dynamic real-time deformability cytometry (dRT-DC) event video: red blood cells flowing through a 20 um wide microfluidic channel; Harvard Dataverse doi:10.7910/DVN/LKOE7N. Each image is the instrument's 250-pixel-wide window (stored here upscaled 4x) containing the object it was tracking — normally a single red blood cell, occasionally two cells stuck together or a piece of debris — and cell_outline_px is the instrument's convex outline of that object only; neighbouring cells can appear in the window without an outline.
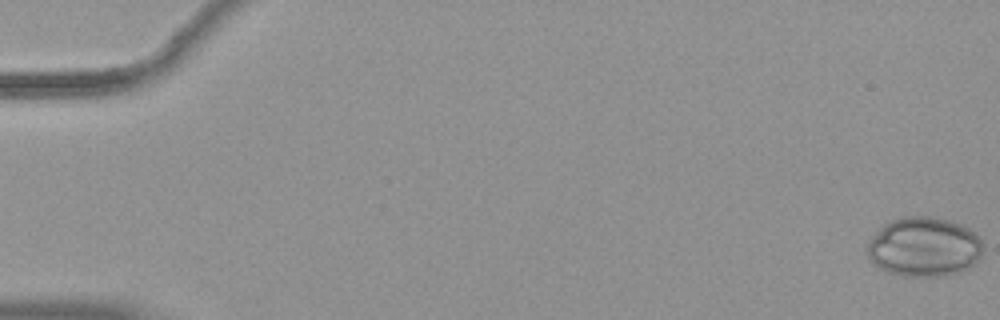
{"species": "common noctule bat (a hibernating species)", "species_latin": "Nyctalus noctula", "temperature_condition": "warm", "stored_images_in_passage": 55, "camera_frame_rate_fps": 3000, "um_per_image_px": 0.085, "animal": {"sex": "female", "body_mass_g": 19.9}, "frame": {"image": 1, "passage_image": 1, "time_ms": 0.0, "image_size_px": [1000, 320], "cell_outline_px": [[980, 256], [968, 268], [960, 272], [948, 276], [900, 276], [888, 272], [880, 268], [868, 256], [868, 244], [872, 236], [888, 220], [904, 216], [932, 216], [948, 220], [960, 224], [968, 228], [980, 240]], "centroid_in_image_um": [78.51, 20.98], "position_along_channel_um": 6.5, "area_um2": 39.88}}
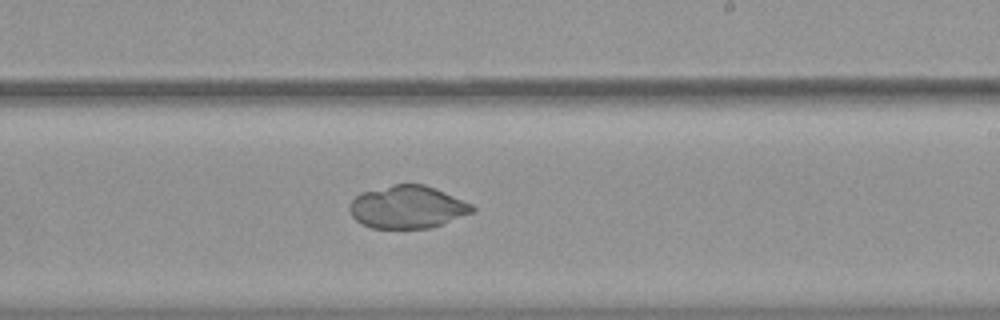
{"frame": {"image": 2, "passage_image": 34, "time_ms": 11.0, "image_size_px": [1000, 320], "cell_outline_px": [[476, 212], [444, 224], [428, 228], [372, 228], [360, 224], [352, 216], [348, 208], [348, 204], [360, 192], [392, 184], [424, 184], [444, 192], [472, 204], [476, 208]], "centroid_in_image_um": [34.63, 17.6], "position_along_channel_um": 254.4, "area_um2": 30.87}}
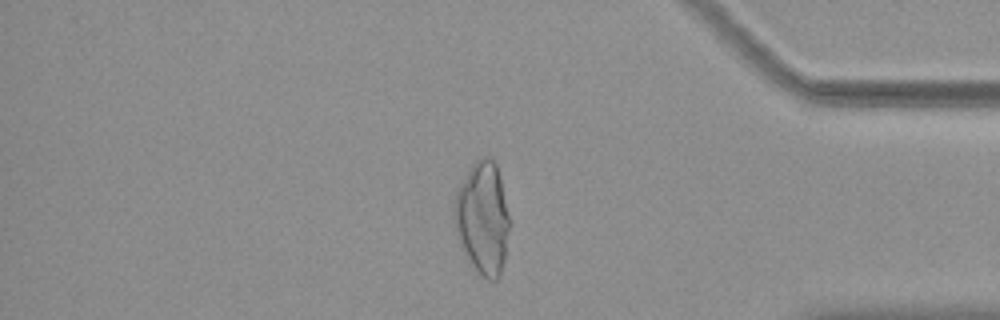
{"frame": {"image": 3, "passage_image": 47, "time_ms": 15.333, "image_size_px": [1000, 320], "cell_outline_px": [[508, 228], [504, 260], [500, 272], [496, 280], [488, 280], [480, 276], [472, 268], [460, 248], [456, 236], [452, 216], [452, 200], [460, 184], [472, 164], [476, 160], [484, 156], [488, 156], [496, 164], [500, 176], [508, 216]], "centroid_in_image_um": [40.95, 18.56], "position_along_channel_um": 394.2, "area_um2": 36.59}}